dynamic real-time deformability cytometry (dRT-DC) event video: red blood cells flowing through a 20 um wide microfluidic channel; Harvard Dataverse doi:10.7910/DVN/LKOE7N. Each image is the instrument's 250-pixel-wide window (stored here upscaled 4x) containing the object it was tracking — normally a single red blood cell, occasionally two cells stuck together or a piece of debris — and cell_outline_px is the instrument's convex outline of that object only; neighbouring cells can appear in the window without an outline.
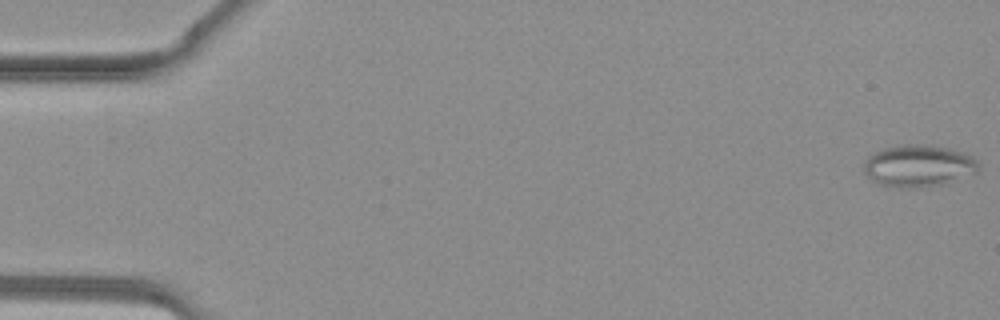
{"species": "common noctule bat (a hibernating species)", "species_latin": "Nyctalus noctula", "temperature_condition": "warm", "stored_images_in_passage": 18, "camera_frame_rate_fps": 3000, "um_per_image_px": 0.085, "animal": {"sex": "female", "body_mass_g": 19.3, "forearm_length_mm": 54.1}, "frame": {"image": 1, "passage_image": 1, "time_ms": 0.0, "image_size_px": [1000, 320], "cell_outline_px": [[980, 168], [976, 172], [944, 184], [916, 188], [896, 188], [876, 184], [864, 172], [864, 160], [872, 152], [884, 148], [908, 144], [912, 144], [948, 148], [964, 152], [972, 156], [976, 160]], "centroid_in_image_um": [78.03, 14.11], "position_along_channel_um": 7.0, "area_um2": 28.15}}